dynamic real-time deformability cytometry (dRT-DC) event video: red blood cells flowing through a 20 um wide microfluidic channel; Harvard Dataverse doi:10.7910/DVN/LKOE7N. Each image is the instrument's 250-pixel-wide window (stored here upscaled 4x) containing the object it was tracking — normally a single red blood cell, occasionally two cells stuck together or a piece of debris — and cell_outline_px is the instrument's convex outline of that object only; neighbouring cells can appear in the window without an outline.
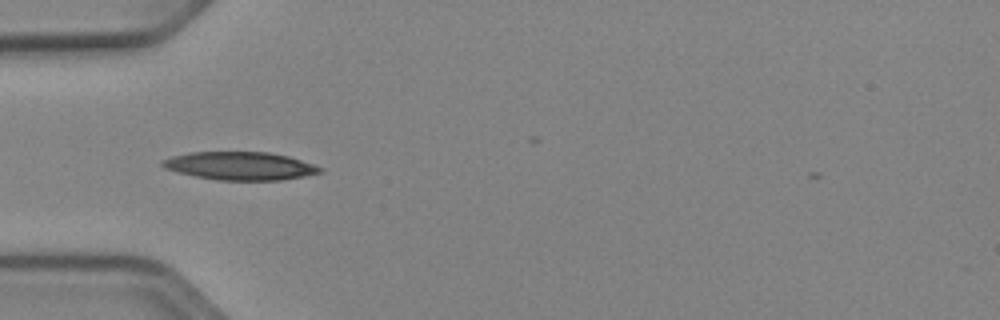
{"species": "Egyptian fruit bat (a non-hibernating species)", "species_latin": "Rousettus aegyptiacus", "temperature_condition": "cold", "stored_images_in_passage": 29, "camera_frame_rate_fps": 3000, "um_per_image_px": 0.085, "animal": {"sex": "female"}, "frame": {"image": 1, "passage_image": 3, "time_ms": 0.667, "image_size_px": [1000, 320], "cell_outline_px": [[324, 172], [304, 176], [280, 180], [220, 180], [196, 176], [164, 168], [160, 164], [160, 160], [172, 156], [188, 152], [268, 152], [288, 156], [324, 168]], "centroid_in_image_um": [20.41, 14.09], "position_along_channel_um": 64.6, "area_um2": 25.72}}
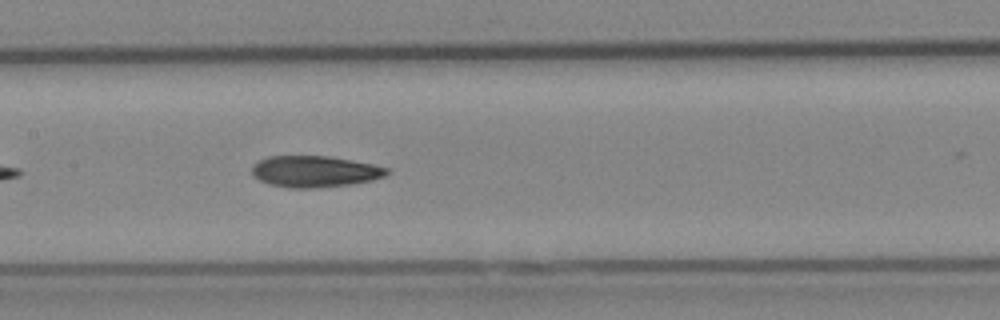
{"frame": {"image": 2, "passage_image": 12, "time_ms": 3.667, "image_size_px": [1000, 320], "cell_outline_px": [[392, 172], [384, 176], [372, 180], [348, 184], [316, 188], [288, 188], [268, 184], [260, 180], [252, 172], [252, 168], [260, 160], [268, 156], [328, 156], [372, 164], [388, 168]], "centroid_in_image_um": [26.77, 14.58], "position_along_channel_um": 180.6, "area_um2": 24.45}}
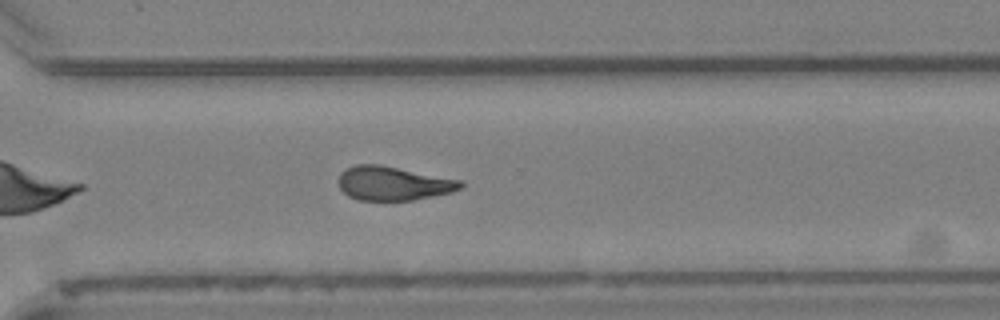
{"frame": {"image": 3, "passage_image": 24, "time_ms": 7.667, "image_size_px": [1000, 320], "cell_outline_px": [[464, 184], [460, 188], [452, 192], [412, 200], [360, 200], [348, 196], [340, 188], [340, 172], [356, 164], [380, 164], [464, 180]], "centroid_in_image_um": [33.46, 15.57], "position_along_channel_um": 337.1, "area_um2": 24.16}}